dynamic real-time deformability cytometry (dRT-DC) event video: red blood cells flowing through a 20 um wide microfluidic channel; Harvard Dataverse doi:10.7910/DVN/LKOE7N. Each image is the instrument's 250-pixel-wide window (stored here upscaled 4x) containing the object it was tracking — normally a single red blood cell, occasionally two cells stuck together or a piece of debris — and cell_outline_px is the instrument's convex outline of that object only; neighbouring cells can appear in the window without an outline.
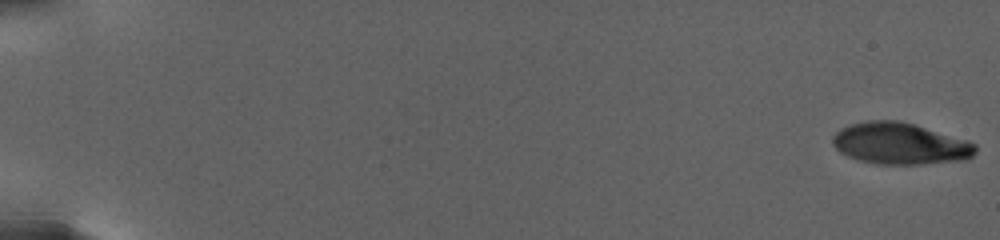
{"species": "human", "species_latin": "Homo sapiens", "temperature_condition": "warm", "stored_images_in_passage": 34, "camera_frame_rate_fps": 3000, "um_per_image_px": 0.085, "donor": {"sex": "female"}, "frame": {"image": 1, "passage_image": 1, "time_ms": 0.0, "image_size_px": [1000, 240], "cell_outline_px": [[976, 152], [972, 156], [964, 160], [920, 164], [876, 164], [860, 160], [848, 156], [840, 152], [832, 144], [832, 136], [840, 128], [864, 120], [900, 120], [968, 140], [976, 144]], "centroid_in_image_um": [76.49, 12.2], "position_along_channel_um": 8.5, "area_um2": 34.68}}
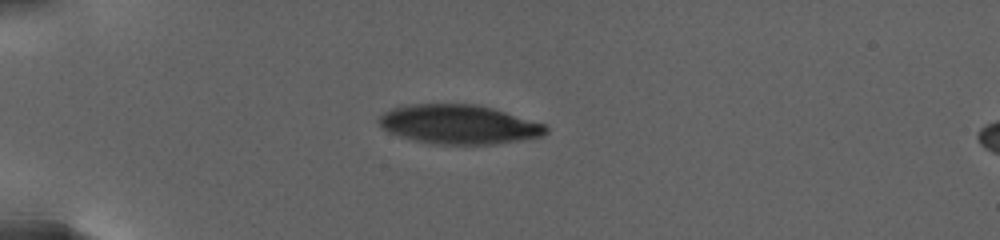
{"frame": {"image": 2, "passage_image": 28, "time_ms": 7.667, "image_size_px": [1000, 240], "cell_outline_px": [[548, 132], [540, 136], [520, 140], [496, 144], [428, 144], [388, 132], [380, 124], [380, 116], [384, 112], [392, 108], [416, 104], [476, 104], [492, 108], [544, 124], [548, 128]], "centroid_in_image_um": [39.01, 10.58], "position_along_channel_um": 46.0, "area_um2": 37.74}}